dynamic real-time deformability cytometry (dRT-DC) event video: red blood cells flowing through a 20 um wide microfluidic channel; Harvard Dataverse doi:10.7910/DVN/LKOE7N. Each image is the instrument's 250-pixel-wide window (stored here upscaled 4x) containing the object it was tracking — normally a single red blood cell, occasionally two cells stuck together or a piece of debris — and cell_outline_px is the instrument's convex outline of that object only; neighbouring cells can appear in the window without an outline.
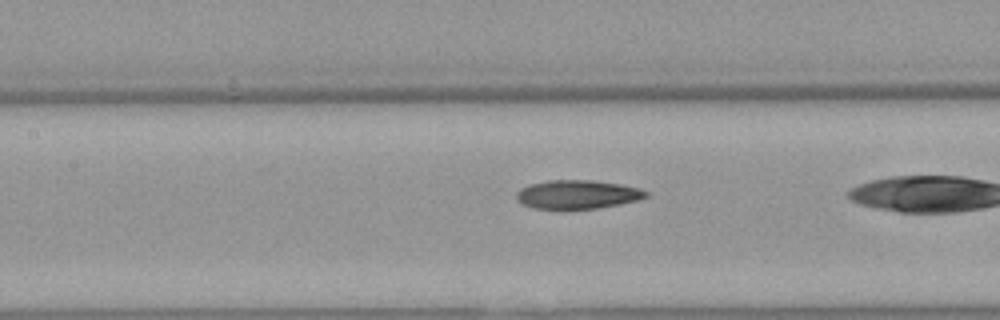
{"species": "Egyptian fruit bat (a non-hibernating species)", "species_latin": "Rousettus aegyptiacus", "temperature_condition": "warm", "stored_images_in_passage": 24, "camera_frame_rate_fps": 3000, "um_per_image_px": 0.085, "animal": {"sex": "female"}, "frame": {"image": 1, "passage_image": 8, "time_ms": 2.333, "image_size_px": [1000, 320], "cell_outline_px": [[648, 196], [636, 200], [620, 204], [600, 208], [564, 212], [560, 212], [532, 208], [516, 200], [516, 192], [520, 188], [532, 184], [548, 180], [592, 180], [620, 184], [640, 188], [648, 192]], "centroid_in_image_um": [49.03, 16.58], "position_along_channel_um": 158.4, "area_um2": 22.54}}
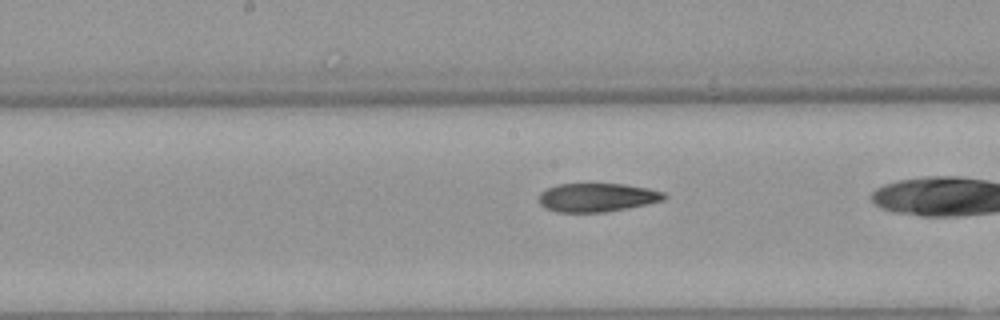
{"frame": {"image": 2, "passage_image": 11, "time_ms": 3.333, "image_size_px": [1000, 320], "cell_outline_px": [[668, 196], [664, 200], [648, 204], [628, 208], [604, 212], [556, 212], [544, 208], [540, 204], [540, 192], [556, 184], [624, 184], [648, 188], [664, 192]], "centroid_in_image_um": [50.77, 16.78], "position_along_channel_um": 197.4, "area_um2": 20.98}}
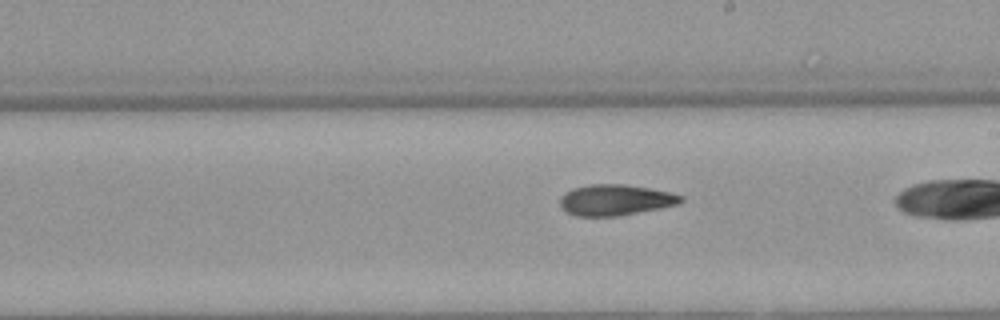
{"frame": {"image": 3, "passage_image": 14, "time_ms": 4.333, "image_size_px": [1000, 320], "cell_outline_px": [[684, 200], [680, 204], [620, 216], [576, 216], [568, 212], [560, 204], [560, 196], [564, 192], [572, 188], [588, 184], [624, 184], [652, 188], [672, 192], [684, 196]], "centroid_in_image_um": [52.34, 16.98], "position_along_channel_um": 236.7, "area_um2": 22.08}}